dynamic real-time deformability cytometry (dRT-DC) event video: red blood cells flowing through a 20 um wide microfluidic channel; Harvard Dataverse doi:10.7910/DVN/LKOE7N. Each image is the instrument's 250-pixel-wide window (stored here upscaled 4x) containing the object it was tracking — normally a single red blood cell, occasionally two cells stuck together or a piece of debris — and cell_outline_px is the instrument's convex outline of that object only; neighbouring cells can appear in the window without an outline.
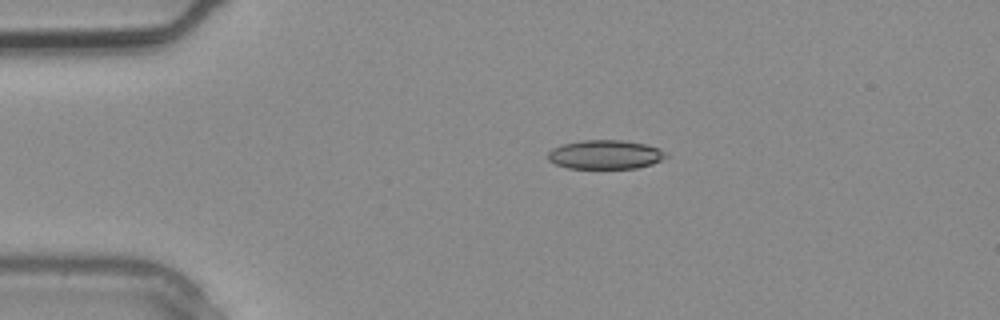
{"species": "common noctule bat (a hibernating species)", "species_latin": "Nyctalus noctula", "temperature_condition": "warm", "stored_images_in_passage": 2, "camera_frame_rate_fps": 3000, "um_per_image_px": 0.085, "animal": {"sex": "male", "body_mass_g": 20.4}, "frame": {"image": 1, "passage_image": 2, "time_ms": 0.333, "image_size_px": [1000, 320], "cell_outline_px": [[668, 156], [652, 164], [636, 168], [568, 168], [556, 164], [548, 160], [548, 152], [552, 148], [564, 144], [584, 140], [620, 140], [644, 144], [668, 152]], "centroid_in_image_um": [51.44, 13.14], "position_along_channel_um": 33.6, "area_um2": 19.77}}